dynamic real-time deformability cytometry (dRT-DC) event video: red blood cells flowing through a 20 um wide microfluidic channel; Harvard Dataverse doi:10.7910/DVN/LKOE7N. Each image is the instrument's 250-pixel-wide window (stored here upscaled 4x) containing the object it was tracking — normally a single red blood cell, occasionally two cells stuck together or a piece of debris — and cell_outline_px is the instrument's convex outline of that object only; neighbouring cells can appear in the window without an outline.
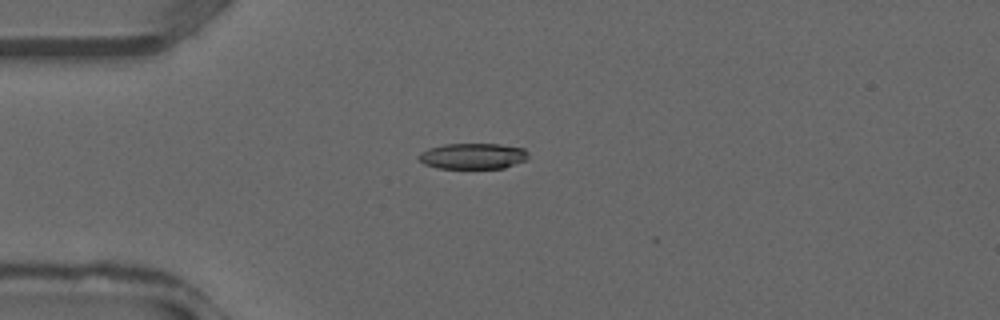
{"species": "common noctule bat (a hibernating species)", "species_latin": "Nyctalus noctula", "temperature_condition": "warm", "stored_images_in_passage": 37, "camera_frame_rate_fps": 3000, "um_per_image_px": 0.085, "animal": {"sex": "male", "forearm_length_mm": 52.5}, "frame": {"image": 1, "passage_image": 10, "time_ms": 3.0, "image_size_px": [1000, 320], "cell_outline_px": [[528, 160], [504, 168], [440, 168], [424, 164], [416, 156], [420, 152], [428, 148], [444, 144], [500, 144], [524, 148], [528, 152]], "centroid_in_image_um": [40.21, 13.26], "position_along_channel_um": 44.8, "area_um2": 16.65}}
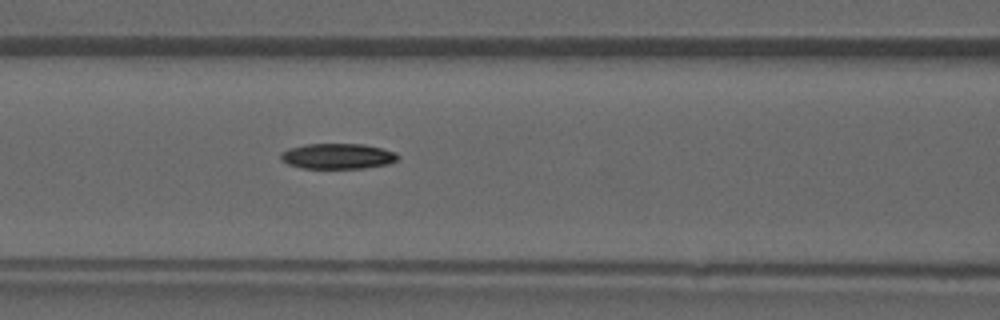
{"frame": {"image": 2, "passage_image": 16, "time_ms": 5.0, "image_size_px": [1000, 320], "cell_outline_px": [[400, 156], [396, 160], [388, 164], [364, 168], [300, 168], [288, 164], [280, 160], [280, 152], [288, 148], [304, 144], [364, 144], [396, 152]], "centroid_in_image_um": [28.66, 13.27], "position_along_channel_um": 137.9, "area_um2": 17.51}}
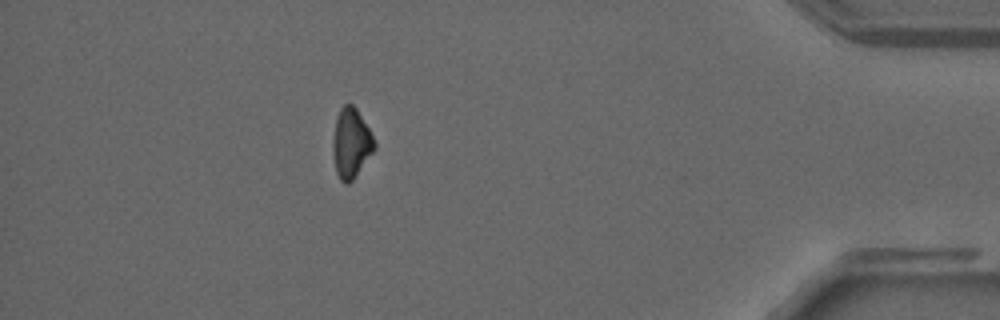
{"frame": {"image": 3, "passage_image": 33, "time_ms": 10.667, "image_size_px": [1000, 320], "cell_outline_px": [[376, 148], [352, 180], [348, 184], [344, 184], [340, 180], [336, 172], [332, 152], [332, 140], [336, 116], [340, 108], [344, 104], [352, 104], [356, 108], [368, 128], [376, 144]], "centroid_in_image_um": [29.81, 12.17], "position_along_channel_um": 405.4, "area_um2": 16.88}}